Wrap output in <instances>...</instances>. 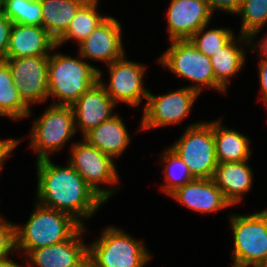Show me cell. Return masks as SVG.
Instances as JSON below:
<instances>
[{
  "instance_id": "obj_27",
  "label": "cell",
  "mask_w": 267,
  "mask_h": 267,
  "mask_svg": "<svg viewBox=\"0 0 267 267\" xmlns=\"http://www.w3.org/2000/svg\"><path fill=\"white\" fill-rule=\"evenodd\" d=\"M1 12L13 23L42 26L40 0H1Z\"/></svg>"
},
{
  "instance_id": "obj_13",
  "label": "cell",
  "mask_w": 267,
  "mask_h": 267,
  "mask_svg": "<svg viewBox=\"0 0 267 267\" xmlns=\"http://www.w3.org/2000/svg\"><path fill=\"white\" fill-rule=\"evenodd\" d=\"M121 31L122 26L117 19L106 17L88 37L79 43L78 56L85 60L111 64L126 55Z\"/></svg>"
},
{
  "instance_id": "obj_31",
  "label": "cell",
  "mask_w": 267,
  "mask_h": 267,
  "mask_svg": "<svg viewBox=\"0 0 267 267\" xmlns=\"http://www.w3.org/2000/svg\"><path fill=\"white\" fill-rule=\"evenodd\" d=\"M13 22L0 12V60H5Z\"/></svg>"
},
{
  "instance_id": "obj_36",
  "label": "cell",
  "mask_w": 267,
  "mask_h": 267,
  "mask_svg": "<svg viewBox=\"0 0 267 267\" xmlns=\"http://www.w3.org/2000/svg\"><path fill=\"white\" fill-rule=\"evenodd\" d=\"M0 267H24L23 265L12 261L9 257L0 259Z\"/></svg>"
},
{
  "instance_id": "obj_3",
  "label": "cell",
  "mask_w": 267,
  "mask_h": 267,
  "mask_svg": "<svg viewBox=\"0 0 267 267\" xmlns=\"http://www.w3.org/2000/svg\"><path fill=\"white\" fill-rule=\"evenodd\" d=\"M99 68L82 59L62 53L49 55L48 97L53 105L72 106L80 96L98 82ZM57 101V102H56Z\"/></svg>"
},
{
  "instance_id": "obj_10",
  "label": "cell",
  "mask_w": 267,
  "mask_h": 267,
  "mask_svg": "<svg viewBox=\"0 0 267 267\" xmlns=\"http://www.w3.org/2000/svg\"><path fill=\"white\" fill-rule=\"evenodd\" d=\"M107 67L109 82L104 83L101 70H98V81L116 104L121 101L131 107H137L142 103L143 97L147 99L149 90L145 88L143 82L147 68L144 64L129 61L124 55Z\"/></svg>"
},
{
  "instance_id": "obj_21",
  "label": "cell",
  "mask_w": 267,
  "mask_h": 267,
  "mask_svg": "<svg viewBox=\"0 0 267 267\" xmlns=\"http://www.w3.org/2000/svg\"><path fill=\"white\" fill-rule=\"evenodd\" d=\"M238 42L246 45L239 46ZM248 45L250 46L249 37L239 34V37L235 36L226 46L210 57L217 91L226 93L230 78L243 69L246 53L244 50Z\"/></svg>"
},
{
  "instance_id": "obj_7",
  "label": "cell",
  "mask_w": 267,
  "mask_h": 267,
  "mask_svg": "<svg viewBox=\"0 0 267 267\" xmlns=\"http://www.w3.org/2000/svg\"><path fill=\"white\" fill-rule=\"evenodd\" d=\"M158 61L179 77L194 82L185 86L199 94L203 87L216 90V79L210 57L200 52L190 40H173Z\"/></svg>"
},
{
  "instance_id": "obj_2",
  "label": "cell",
  "mask_w": 267,
  "mask_h": 267,
  "mask_svg": "<svg viewBox=\"0 0 267 267\" xmlns=\"http://www.w3.org/2000/svg\"><path fill=\"white\" fill-rule=\"evenodd\" d=\"M80 227L70 215L37 202L26 224H15V248L27 255L31 250L69 239Z\"/></svg>"
},
{
  "instance_id": "obj_4",
  "label": "cell",
  "mask_w": 267,
  "mask_h": 267,
  "mask_svg": "<svg viewBox=\"0 0 267 267\" xmlns=\"http://www.w3.org/2000/svg\"><path fill=\"white\" fill-rule=\"evenodd\" d=\"M88 259L96 267H145L151 255L143 241L110 225L88 245Z\"/></svg>"
},
{
  "instance_id": "obj_17",
  "label": "cell",
  "mask_w": 267,
  "mask_h": 267,
  "mask_svg": "<svg viewBox=\"0 0 267 267\" xmlns=\"http://www.w3.org/2000/svg\"><path fill=\"white\" fill-rule=\"evenodd\" d=\"M170 197L202 214L217 212L232 206L212 178H194L178 188Z\"/></svg>"
},
{
  "instance_id": "obj_12",
  "label": "cell",
  "mask_w": 267,
  "mask_h": 267,
  "mask_svg": "<svg viewBox=\"0 0 267 267\" xmlns=\"http://www.w3.org/2000/svg\"><path fill=\"white\" fill-rule=\"evenodd\" d=\"M24 103L30 105L47 101L49 56L5 59ZM33 103V104H32Z\"/></svg>"
},
{
  "instance_id": "obj_25",
  "label": "cell",
  "mask_w": 267,
  "mask_h": 267,
  "mask_svg": "<svg viewBox=\"0 0 267 267\" xmlns=\"http://www.w3.org/2000/svg\"><path fill=\"white\" fill-rule=\"evenodd\" d=\"M99 0H87L76 12L67 30L56 40V45L75 40L79 44L101 23L107 16L97 11Z\"/></svg>"
},
{
  "instance_id": "obj_6",
  "label": "cell",
  "mask_w": 267,
  "mask_h": 267,
  "mask_svg": "<svg viewBox=\"0 0 267 267\" xmlns=\"http://www.w3.org/2000/svg\"><path fill=\"white\" fill-rule=\"evenodd\" d=\"M169 147L188 166L194 178H213L218 166L214 140V121H201L189 125L183 136Z\"/></svg>"
},
{
  "instance_id": "obj_1",
  "label": "cell",
  "mask_w": 267,
  "mask_h": 267,
  "mask_svg": "<svg viewBox=\"0 0 267 267\" xmlns=\"http://www.w3.org/2000/svg\"><path fill=\"white\" fill-rule=\"evenodd\" d=\"M36 167L38 203L70 215L81 226L105 203L69 162L62 167L45 158Z\"/></svg>"
},
{
  "instance_id": "obj_26",
  "label": "cell",
  "mask_w": 267,
  "mask_h": 267,
  "mask_svg": "<svg viewBox=\"0 0 267 267\" xmlns=\"http://www.w3.org/2000/svg\"><path fill=\"white\" fill-rule=\"evenodd\" d=\"M161 155L165 174V184L161 186V191L170 196L178 188L192 181L194 177L188 166L170 147L165 149Z\"/></svg>"
},
{
  "instance_id": "obj_22",
  "label": "cell",
  "mask_w": 267,
  "mask_h": 267,
  "mask_svg": "<svg viewBox=\"0 0 267 267\" xmlns=\"http://www.w3.org/2000/svg\"><path fill=\"white\" fill-rule=\"evenodd\" d=\"M221 119L214 121L215 151L218 163L242 162L252 154L250 138L223 126Z\"/></svg>"
},
{
  "instance_id": "obj_9",
  "label": "cell",
  "mask_w": 267,
  "mask_h": 267,
  "mask_svg": "<svg viewBox=\"0 0 267 267\" xmlns=\"http://www.w3.org/2000/svg\"><path fill=\"white\" fill-rule=\"evenodd\" d=\"M69 163L87 184L106 202L116 191L111 187L119 182L114 159L85 139L71 145ZM108 185L106 188L99 185Z\"/></svg>"
},
{
  "instance_id": "obj_32",
  "label": "cell",
  "mask_w": 267,
  "mask_h": 267,
  "mask_svg": "<svg viewBox=\"0 0 267 267\" xmlns=\"http://www.w3.org/2000/svg\"><path fill=\"white\" fill-rule=\"evenodd\" d=\"M210 10L214 13V10H222L226 13L237 14L240 10L243 0H208Z\"/></svg>"
},
{
  "instance_id": "obj_14",
  "label": "cell",
  "mask_w": 267,
  "mask_h": 267,
  "mask_svg": "<svg viewBox=\"0 0 267 267\" xmlns=\"http://www.w3.org/2000/svg\"><path fill=\"white\" fill-rule=\"evenodd\" d=\"M86 232L81 226L65 241L31 250L25 256L29 259L26 267H79L88 259V244L81 236Z\"/></svg>"
},
{
  "instance_id": "obj_5",
  "label": "cell",
  "mask_w": 267,
  "mask_h": 267,
  "mask_svg": "<svg viewBox=\"0 0 267 267\" xmlns=\"http://www.w3.org/2000/svg\"><path fill=\"white\" fill-rule=\"evenodd\" d=\"M229 216L234 239L232 267L267 266V214Z\"/></svg>"
},
{
  "instance_id": "obj_29",
  "label": "cell",
  "mask_w": 267,
  "mask_h": 267,
  "mask_svg": "<svg viewBox=\"0 0 267 267\" xmlns=\"http://www.w3.org/2000/svg\"><path fill=\"white\" fill-rule=\"evenodd\" d=\"M208 26L201 27L189 40L200 52L211 57L226 46L235 36L234 32L229 28L221 27L206 30Z\"/></svg>"
},
{
  "instance_id": "obj_24",
  "label": "cell",
  "mask_w": 267,
  "mask_h": 267,
  "mask_svg": "<svg viewBox=\"0 0 267 267\" xmlns=\"http://www.w3.org/2000/svg\"><path fill=\"white\" fill-rule=\"evenodd\" d=\"M30 114L31 108L20 97L8 63L0 60V116L19 120Z\"/></svg>"
},
{
  "instance_id": "obj_33",
  "label": "cell",
  "mask_w": 267,
  "mask_h": 267,
  "mask_svg": "<svg viewBox=\"0 0 267 267\" xmlns=\"http://www.w3.org/2000/svg\"><path fill=\"white\" fill-rule=\"evenodd\" d=\"M20 139H6L1 140L0 139V172H2L4 162L8 157H10V154L12 151L17 147V145L20 143Z\"/></svg>"
},
{
  "instance_id": "obj_19",
  "label": "cell",
  "mask_w": 267,
  "mask_h": 267,
  "mask_svg": "<svg viewBox=\"0 0 267 267\" xmlns=\"http://www.w3.org/2000/svg\"><path fill=\"white\" fill-rule=\"evenodd\" d=\"M248 161L218 163L213 180L226 200L233 206L241 202L242 195L253 186V174Z\"/></svg>"
},
{
  "instance_id": "obj_15",
  "label": "cell",
  "mask_w": 267,
  "mask_h": 267,
  "mask_svg": "<svg viewBox=\"0 0 267 267\" xmlns=\"http://www.w3.org/2000/svg\"><path fill=\"white\" fill-rule=\"evenodd\" d=\"M213 15L206 0H171L166 15L169 40H189Z\"/></svg>"
},
{
  "instance_id": "obj_30",
  "label": "cell",
  "mask_w": 267,
  "mask_h": 267,
  "mask_svg": "<svg viewBox=\"0 0 267 267\" xmlns=\"http://www.w3.org/2000/svg\"><path fill=\"white\" fill-rule=\"evenodd\" d=\"M16 252L15 248V224L7 222L0 216V259L9 257Z\"/></svg>"
},
{
  "instance_id": "obj_16",
  "label": "cell",
  "mask_w": 267,
  "mask_h": 267,
  "mask_svg": "<svg viewBox=\"0 0 267 267\" xmlns=\"http://www.w3.org/2000/svg\"><path fill=\"white\" fill-rule=\"evenodd\" d=\"M116 103L98 81L71 106L74 112L76 132L84 136L91 129L108 120L113 115Z\"/></svg>"
},
{
  "instance_id": "obj_37",
  "label": "cell",
  "mask_w": 267,
  "mask_h": 267,
  "mask_svg": "<svg viewBox=\"0 0 267 267\" xmlns=\"http://www.w3.org/2000/svg\"><path fill=\"white\" fill-rule=\"evenodd\" d=\"M79 267H96L89 259H86Z\"/></svg>"
},
{
  "instance_id": "obj_18",
  "label": "cell",
  "mask_w": 267,
  "mask_h": 267,
  "mask_svg": "<svg viewBox=\"0 0 267 267\" xmlns=\"http://www.w3.org/2000/svg\"><path fill=\"white\" fill-rule=\"evenodd\" d=\"M59 48L43 26L13 23L5 59L49 56Z\"/></svg>"
},
{
  "instance_id": "obj_11",
  "label": "cell",
  "mask_w": 267,
  "mask_h": 267,
  "mask_svg": "<svg viewBox=\"0 0 267 267\" xmlns=\"http://www.w3.org/2000/svg\"><path fill=\"white\" fill-rule=\"evenodd\" d=\"M200 94L188 87L179 88L168 94L155 96L149 91L139 130H150L179 124L189 115Z\"/></svg>"
},
{
  "instance_id": "obj_23",
  "label": "cell",
  "mask_w": 267,
  "mask_h": 267,
  "mask_svg": "<svg viewBox=\"0 0 267 267\" xmlns=\"http://www.w3.org/2000/svg\"><path fill=\"white\" fill-rule=\"evenodd\" d=\"M87 0H40L42 26L57 40Z\"/></svg>"
},
{
  "instance_id": "obj_34",
  "label": "cell",
  "mask_w": 267,
  "mask_h": 267,
  "mask_svg": "<svg viewBox=\"0 0 267 267\" xmlns=\"http://www.w3.org/2000/svg\"><path fill=\"white\" fill-rule=\"evenodd\" d=\"M259 63V83H260V90L262 95V100L265 104H267V61H260Z\"/></svg>"
},
{
  "instance_id": "obj_28",
  "label": "cell",
  "mask_w": 267,
  "mask_h": 267,
  "mask_svg": "<svg viewBox=\"0 0 267 267\" xmlns=\"http://www.w3.org/2000/svg\"><path fill=\"white\" fill-rule=\"evenodd\" d=\"M236 15L242 17L240 35L253 41L267 23V0H243Z\"/></svg>"
},
{
  "instance_id": "obj_35",
  "label": "cell",
  "mask_w": 267,
  "mask_h": 267,
  "mask_svg": "<svg viewBox=\"0 0 267 267\" xmlns=\"http://www.w3.org/2000/svg\"><path fill=\"white\" fill-rule=\"evenodd\" d=\"M251 46H249L252 51H261V59L260 61H267V36L260 39L258 43H255V41H249ZM253 43V44H252ZM255 43V44H254Z\"/></svg>"
},
{
  "instance_id": "obj_8",
  "label": "cell",
  "mask_w": 267,
  "mask_h": 267,
  "mask_svg": "<svg viewBox=\"0 0 267 267\" xmlns=\"http://www.w3.org/2000/svg\"><path fill=\"white\" fill-rule=\"evenodd\" d=\"M48 107L35 120L30 132V147L37 154L36 161L50 158V154L62 149L76 134L71 106L51 104Z\"/></svg>"
},
{
  "instance_id": "obj_20",
  "label": "cell",
  "mask_w": 267,
  "mask_h": 267,
  "mask_svg": "<svg viewBox=\"0 0 267 267\" xmlns=\"http://www.w3.org/2000/svg\"><path fill=\"white\" fill-rule=\"evenodd\" d=\"M130 137L123 119L116 114L87 132L83 139L104 154L116 159L125 152L131 142Z\"/></svg>"
}]
</instances>
